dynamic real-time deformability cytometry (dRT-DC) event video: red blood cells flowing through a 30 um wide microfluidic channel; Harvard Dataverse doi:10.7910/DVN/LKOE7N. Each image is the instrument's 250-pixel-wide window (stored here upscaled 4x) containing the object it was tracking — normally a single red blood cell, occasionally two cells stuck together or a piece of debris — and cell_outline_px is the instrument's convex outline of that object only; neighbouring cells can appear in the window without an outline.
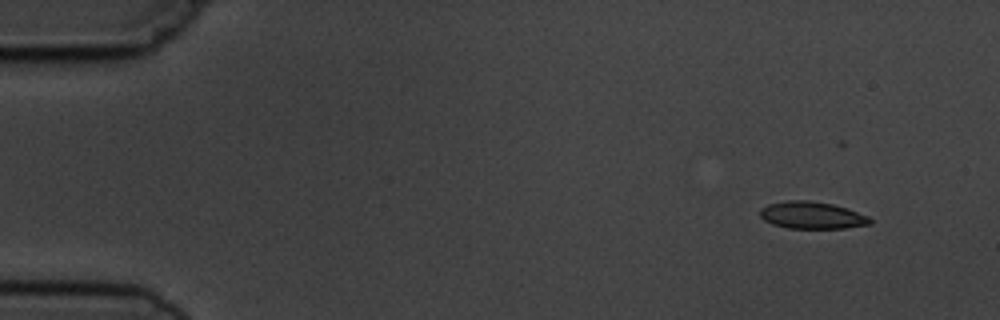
{"species": "common noctule bat (a hibernating species)", "species_latin": "Nyctalus noctula", "temperature_condition": "cold", "stored_images_in_passage": 4, "camera_frame_rate_fps": 3000, "um_per_image_px": 0.085, "animal": {"sex": "male", "body_mass_g": 19.5, "forearm_length_mm": 54.6}, "frame": {"image": 1, "passage_image": 1, "time_ms": 0.0, "image_size_px": [1000, 320], "cell_outline_px": [[872, 224], [844, 228], [788, 228], [772, 224], [764, 220], [760, 216], [760, 208], [768, 204], [788, 200], [808, 200], [832, 204], [868, 216], [872, 220]], "centroid_in_image_um": [68.99, 18.3], "position_along_channel_um": 16.0, "area_um2": 17.28}}
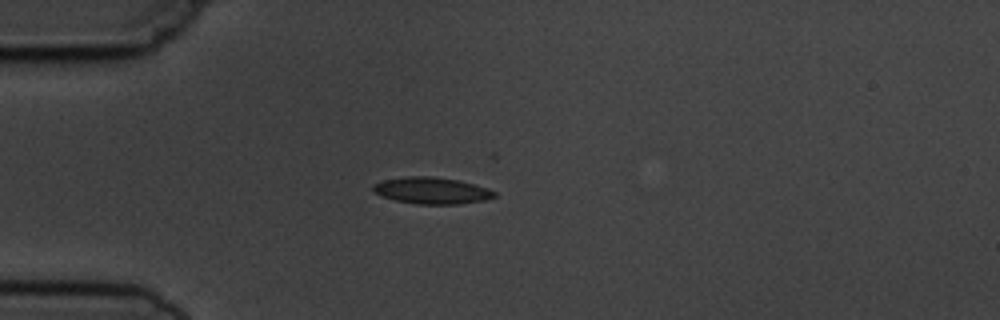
{"frame": {"image": 2, "passage_image": 4, "time_ms": 3.333, "image_size_px": [1000, 320], "cell_outline_px": [[496, 196], [484, 200], [460, 204], [416, 204], [396, 200], [372, 192], [372, 184], [384, 180], [408, 176], [432, 176], [460, 180], [488, 188], [496, 192]], "centroid_in_image_um": [36.7, 16.19], "position_along_channel_um": 48.3, "area_um2": 18.84}}